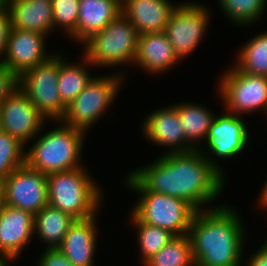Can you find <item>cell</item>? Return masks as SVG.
<instances>
[{
	"instance_id": "1",
	"label": "cell",
	"mask_w": 267,
	"mask_h": 266,
	"mask_svg": "<svg viewBox=\"0 0 267 266\" xmlns=\"http://www.w3.org/2000/svg\"><path fill=\"white\" fill-rule=\"evenodd\" d=\"M160 155L151 163L130 171L148 191L184 199L197 211L220 206L211 202L221 196L225 176L199 149Z\"/></svg>"
},
{
	"instance_id": "2",
	"label": "cell",
	"mask_w": 267,
	"mask_h": 266,
	"mask_svg": "<svg viewBox=\"0 0 267 266\" xmlns=\"http://www.w3.org/2000/svg\"><path fill=\"white\" fill-rule=\"evenodd\" d=\"M197 211L188 231L196 266H242L245 225L230 205ZM246 235V236H245Z\"/></svg>"
},
{
	"instance_id": "3",
	"label": "cell",
	"mask_w": 267,
	"mask_h": 266,
	"mask_svg": "<svg viewBox=\"0 0 267 266\" xmlns=\"http://www.w3.org/2000/svg\"><path fill=\"white\" fill-rule=\"evenodd\" d=\"M53 130L32 139V145L25 151V164L43 174L79 169L84 167L82 156L86 132L62 123ZM35 141V142H34Z\"/></svg>"
},
{
	"instance_id": "4",
	"label": "cell",
	"mask_w": 267,
	"mask_h": 266,
	"mask_svg": "<svg viewBox=\"0 0 267 266\" xmlns=\"http://www.w3.org/2000/svg\"><path fill=\"white\" fill-rule=\"evenodd\" d=\"M100 187L87 166L50 173L47 175L48 203L75 220L87 219L100 210L104 198Z\"/></svg>"
},
{
	"instance_id": "5",
	"label": "cell",
	"mask_w": 267,
	"mask_h": 266,
	"mask_svg": "<svg viewBox=\"0 0 267 266\" xmlns=\"http://www.w3.org/2000/svg\"><path fill=\"white\" fill-rule=\"evenodd\" d=\"M125 185L140 197L131 213L142 223L166 229L175 236L187 235L197 210L186 200L148 191L130 172Z\"/></svg>"
},
{
	"instance_id": "6",
	"label": "cell",
	"mask_w": 267,
	"mask_h": 266,
	"mask_svg": "<svg viewBox=\"0 0 267 266\" xmlns=\"http://www.w3.org/2000/svg\"><path fill=\"white\" fill-rule=\"evenodd\" d=\"M138 42V31L120 13L102 31L87 39L82 44L81 47L83 48L81 50L83 51L82 54L94 67L119 68L121 65L134 64Z\"/></svg>"
},
{
	"instance_id": "7",
	"label": "cell",
	"mask_w": 267,
	"mask_h": 266,
	"mask_svg": "<svg viewBox=\"0 0 267 266\" xmlns=\"http://www.w3.org/2000/svg\"><path fill=\"white\" fill-rule=\"evenodd\" d=\"M125 72L94 76L85 89L66 107L60 121L68 126L88 132L117 98ZM110 75V76H109Z\"/></svg>"
},
{
	"instance_id": "8",
	"label": "cell",
	"mask_w": 267,
	"mask_h": 266,
	"mask_svg": "<svg viewBox=\"0 0 267 266\" xmlns=\"http://www.w3.org/2000/svg\"><path fill=\"white\" fill-rule=\"evenodd\" d=\"M222 73L217 91L218 98L223 100V109L241 116L256 111L266 114L267 77L243 73L235 66H230Z\"/></svg>"
},
{
	"instance_id": "9",
	"label": "cell",
	"mask_w": 267,
	"mask_h": 266,
	"mask_svg": "<svg viewBox=\"0 0 267 266\" xmlns=\"http://www.w3.org/2000/svg\"><path fill=\"white\" fill-rule=\"evenodd\" d=\"M58 75L59 53L54 52L46 61L18 77V88L50 122L60 120L66 110L59 96Z\"/></svg>"
},
{
	"instance_id": "10",
	"label": "cell",
	"mask_w": 267,
	"mask_h": 266,
	"mask_svg": "<svg viewBox=\"0 0 267 266\" xmlns=\"http://www.w3.org/2000/svg\"><path fill=\"white\" fill-rule=\"evenodd\" d=\"M225 112L215 115L204 142L205 151L199 148L210 164L218 169L224 176L225 171L218 160L231 159L240 155L249 143V131L247 123L241 115ZM209 150V151H208ZM209 153V154H208ZM216 157V158H215ZM218 158V159H217Z\"/></svg>"
},
{
	"instance_id": "11",
	"label": "cell",
	"mask_w": 267,
	"mask_h": 266,
	"mask_svg": "<svg viewBox=\"0 0 267 266\" xmlns=\"http://www.w3.org/2000/svg\"><path fill=\"white\" fill-rule=\"evenodd\" d=\"M196 2H180L164 30L181 60L187 59L199 46L212 19L208 7Z\"/></svg>"
},
{
	"instance_id": "12",
	"label": "cell",
	"mask_w": 267,
	"mask_h": 266,
	"mask_svg": "<svg viewBox=\"0 0 267 266\" xmlns=\"http://www.w3.org/2000/svg\"><path fill=\"white\" fill-rule=\"evenodd\" d=\"M5 204L33 215L48 203L47 175L24 164L2 180Z\"/></svg>"
},
{
	"instance_id": "13",
	"label": "cell",
	"mask_w": 267,
	"mask_h": 266,
	"mask_svg": "<svg viewBox=\"0 0 267 266\" xmlns=\"http://www.w3.org/2000/svg\"><path fill=\"white\" fill-rule=\"evenodd\" d=\"M1 130L30 144L32 139L44 132L47 119L36 109L30 99L16 88L0 105Z\"/></svg>"
},
{
	"instance_id": "14",
	"label": "cell",
	"mask_w": 267,
	"mask_h": 266,
	"mask_svg": "<svg viewBox=\"0 0 267 266\" xmlns=\"http://www.w3.org/2000/svg\"><path fill=\"white\" fill-rule=\"evenodd\" d=\"M47 36L39 32L12 28L1 65L17 77L54 54L46 50Z\"/></svg>"
},
{
	"instance_id": "15",
	"label": "cell",
	"mask_w": 267,
	"mask_h": 266,
	"mask_svg": "<svg viewBox=\"0 0 267 266\" xmlns=\"http://www.w3.org/2000/svg\"><path fill=\"white\" fill-rule=\"evenodd\" d=\"M142 135L148 142L159 147H167L164 153L189 152L195 148L186 140L184 129L180 124L177 109L170 106L152 110L141 125ZM170 147V148H169Z\"/></svg>"
},
{
	"instance_id": "16",
	"label": "cell",
	"mask_w": 267,
	"mask_h": 266,
	"mask_svg": "<svg viewBox=\"0 0 267 266\" xmlns=\"http://www.w3.org/2000/svg\"><path fill=\"white\" fill-rule=\"evenodd\" d=\"M97 214L93 217L75 220L69 227L58 249L74 266H96L95 255L99 235Z\"/></svg>"
},
{
	"instance_id": "17",
	"label": "cell",
	"mask_w": 267,
	"mask_h": 266,
	"mask_svg": "<svg viewBox=\"0 0 267 266\" xmlns=\"http://www.w3.org/2000/svg\"><path fill=\"white\" fill-rule=\"evenodd\" d=\"M179 4L172 0H121V13L139 35L162 32Z\"/></svg>"
},
{
	"instance_id": "18",
	"label": "cell",
	"mask_w": 267,
	"mask_h": 266,
	"mask_svg": "<svg viewBox=\"0 0 267 266\" xmlns=\"http://www.w3.org/2000/svg\"><path fill=\"white\" fill-rule=\"evenodd\" d=\"M33 234L34 215L5 204L0 215V251L18 260Z\"/></svg>"
},
{
	"instance_id": "19",
	"label": "cell",
	"mask_w": 267,
	"mask_h": 266,
	"mask_svg": "<svg viewBox=\"0 0 267 266\" xmlns=\"http://www.w3.org/2000/svg\"><path fill=\"white\" fill-rule=\"evenodd\" d=\"M179 62L181 63V59L164 31L139 35L134 66H139V69L142 68L141 70L149 73L150 76L151 74L160 76Z\"/></svg>"
},
{
	"instance_id": "20",
	"label": "cell",
	"mask_w": 267,
	"mask_h": 266,
	"mask_svg": "<svg viewBox=\"0 0 267 266\" xmlns=\"http://www.w3.org/2000/svg\"><path fill=\"white\" fill-rule=\"evenodd\" d=\"M121 13V0H80L76 29L68 36L83 44Z\"/></svg>"
},
{
	"instance_id": "21",
	"label": "cell",
	"mask_w": 267,
	"mask_h": 266,
	"mask_svg": "<svg viewBox=\"0 0 267 266\" xmlns=\"http://www.w3.org/2000/svg\"><path fill=\"white\" fill-rule=\"evenodd\" d=\"M12 28L39 32H54L52 0H5Z\"/></svg>"
},
{
	"instance_id": "22",
	"label": "cell",
	"mask_w": 267,
	"mask_h": 266,
	"mask_svg": "<svg viewBox=\"0 0 267 266\" xmlns=\"http://www.w3.org/2000/svg\"><path fill=\"white\" fill-rule=\"evenodd\" d=\"M172 105L177 109L180 124L184 129L186 140L195 148L199 149L205 142L209 127L212 124L216 113L211 108L190 102H179ZM202 140V141H201ZM201 142V144H200Z\"/></svg>"
},
{
	"instance_id": "23",
	"label": "cell",
	"mask_w": 267,
	"mask_h": 266,
	"mask_svg": "<svg viewBox=\"0 0 267 266\" xmlns=\"http://www.w3.org/2000/svg\"><path fill=\"white\" fill-rule=\"evenodd\" d=\"M79 62H68L59 54L58 91L62 103L67 107L86 87L94 76L88 72L94 67L83 55ZM83 62V63H82ZM86 65V66H85Z\"/></svg>"
},
{
	"instance_id": "24",
	"label": "cell",
	"mask_w": 267,
	"mask_h": 266,
	"mask_svg": "<svg viewBox=\"0 0 267 266\" xmlns=\"http://www.w3.org/2000/svg\"><path fill=\"white\" fill-rule=\"evenodd\" d=\"M74 221L70 215L48 204L34 215V236L47 245L45 249L58 248Z\"/></svg>"
},
{
	"instance_id": "25",
	"label": "cell",
	"mask_w": 267,
	"mask_h": 266,
	"mask_svg": "<svg viewBox=\"0 0 267 266\" xmlns=\"http://www.w3.org/2000/svg\"><path fill=\"white\" fill-rule=\"evenodd\" d=\"M238 50L233 65L239 71L267 77V31L254 35Z\"/></svg>"
},
{
	"instance_id": "26",
	"label": "cell",
	"mask_w": 267,
	"mask_h": 266,
	"mask_svg": "<svg viewBox=\"0 0 267 266\" xmlns=\"http://www.w3.org/2000/svg\"><path fill=\"white\" fill-rule=\"evenodd\" d=\"M130 219L132 227L137 230L135 233H137V244L141 254L139 260L142 265L176 237L166 229L142 223L132 213H130Z\"/></svg>"
},
{
	"instance_id": "27",
	"label": "cell",
	"mask_w": 267,
	"mask_h": 266,
	"mask_svg": "<svg viewBox=\"0 0 267 266\" xmlns=\"http://www.w3.org/2000/svg\"><path fill=\"white\" fill-rule=\"evenodd\" d=\"M141 266H196L189 236H176Z\"/></svg>"
},
{
	"instance_id": "28",
	"label": "cell",
	"mask_w": 267,
	"mask_h": 266,
	"mask_svg": "<svg viewBox=\"0 0 267 266\" xmlns=\"http://www.w3.org/2000/svg\"><path fill=\"white\" fill-rule=\"evenodd\" d=\"M218 4L227 19L237 27H251L260 22L267 8V0H218Z\"/></svg>"
},
{
	"instance_id": "29",
	"label": "cell",
	"mask_w": 267,
	"mask_h": 266,
	"mask_svg": "<svg viewBox=\"0 0 267 266\" xmlns=\"http://www.w3.org/2000/svg\"><path fill=\"white\" fill-rule=\"evenodd\" d=\"M26 148L19 139L0 130V180L25 164Z\"/></svg>"
},
{
	"instance_id": "30",
	"label": "cell",
	"mask_w": 267,
	"mask_h": 266,
	"mask_svg": "<svg viewBox=\"0 0 267 266\" xmlns=\"http://www.w3.org/2000/svg\"><path fill=\"white\" fill-rule=\"evenodd\" d=\"M80 0H52L53 23L55 30H64L69 36L77 26Z\"/></svg>"
},
{
	"instance_id": "31",
	"label": "cell",
	"mask_w": 267,
	"mask_h": 266,
	"mask_svg": "<svg viewBox=\"0 0 267 266\" xmlns=\"http://www.w3.org/2000/svg\"><path fill=\"white\" fill-rule=\"evenodd\" d=\"M37 260L36 266H74L58 248H44Z\"/></svg>"
},
{
	"instance_id": "32",
	"label": "cell",
	"mask_w": 267,
	"mask_h": 266,
	"mask_svg": "<svg viewBox=\"0 0 267 266\" xmlns=\"http://www.w3.org/2000/svg\"><path fill=\"white\" fill-rule=\"evenodd\" d=\"M16 88H18V77L0 64V105Z\"/></svg>"
},
{
	"instance_id": "33",
	"label": "cell",
	"mask_w": 267,
	"mask_h": 266,
	"mask_svg": "<svg viewBox=\"0 0 267 266\" xmlns=\"http://www.w3.org/2000/svg\"><path fill=\"white\" fill-rule=\"evenodd\" d=\"M11 29V17L8 10L4 7L0 11V62L4 58Z\"/></svg>"
},
{
	"instance_id": "34",
	"label": "cell",
	"mask_w": 267,
	"mask_h": 266,
	"mask_svg": "<svg viewBox=\"0 0 267 266\" xmlns=\"http://www.w3.org/2000/svg\"><path fill=\"white\" fill-rule=\"evenodd\" d=\"M242 266H267V244L264 242ZM247 264V265H245Z\"/></svg>"
},
{
	"instance_id": "35",
	"label": "cell",
	"mask_w": 267,
	"mask_h": 266,
	"mask_svg": "<svg viewBox=\"0 0 267 266\" xmlns=\"http://www.w3.org/2000/svg\"><path fill=\"white\" fill-rule=\"evenodd\" d=\"M261 189H262V190H259V191H261V192L259 193V197H260V198L258 197L257 201H258L259 203H257V204L260 205V206H259L260 209L262 208L263 211H264V210L267 211V180H266L265 183H263V186H262Z\"/></svg>"
},
{
	"instance_id": "36",
	"label": "cell",
	"mask_w": 267,
	"mask_h": 266,
	"mask_svg": "<svg viewBox=\"0 0 267 266\" xmlns=\"http://www.w3.org/2000/svg\"><path fill=\"white\" fill-rule=\"evenodd\" d=\"M15 261L17 260L11 255L3 254V253L0 255V266H9L12 262H15Z\"/></svg>"
},
{
	"instance_id": "37",
	"label": "cell",
	"mask_w": 267,
	"mask_h": 266,
	"mask_svg": "<svg viewBox=\"0 0 267 266\" xmlns=\"http://www.w3.org/2000/svg\"><path fill=\"white\" fill-rule=\"evenodd\" d=\"M4 206H5L4 188L2 180H0V215L2 213Z\"/></svg>"
},
{
	"instance_id": "38",
	"label": "cell",
	"mask_w": 267,
	"mask_h": 266,
	"mask_svg": "<svg viewBox=\"0 0 267 266\" xmlns=\"http://www.w3.org/2000/svg\"><path fill=\"white\" fill-rule=\"evenodd\" d=\"M5 7V0H0V11Z\"/></svg>"
}]
</instances>
